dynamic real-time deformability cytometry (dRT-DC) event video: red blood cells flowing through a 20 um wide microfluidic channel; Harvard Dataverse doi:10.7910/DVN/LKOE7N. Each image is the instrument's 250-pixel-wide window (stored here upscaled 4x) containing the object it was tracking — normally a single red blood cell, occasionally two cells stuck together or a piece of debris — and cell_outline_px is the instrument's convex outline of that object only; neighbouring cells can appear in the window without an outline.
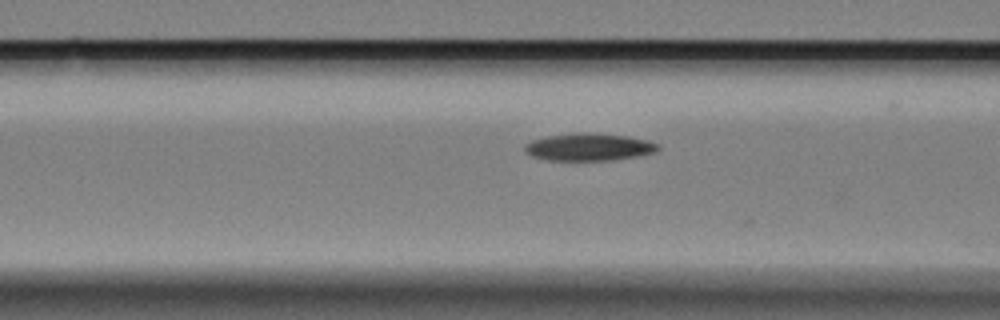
{"species": "Egyptian fruit bat (a non-hibernating species)", "species_latin": "Rousettus aegyptiacus", "temperature_condition": "cold", "stored_images_in_passage": 15, "camera_frame_rate_fps": 3000, "um_per_image_px": 0.085, "animal": {"sex": "female"}, "frame": {"image": 1, "passage_image": 14, "time_ms": 4.333, "image_size_px": [1000, 320], "cell_outline_px": [[660, 148], [656, 152], [636, 156], [612, 160], [548, 160], [532, 156], [524, 148], [524, 144], [532, 140], [548, 136], [576, 132], [588, 132], [628, 136], [648, 140], [660, 144]], "centroid_in_image_um": [50.09, 12.48], "position_along_channel_um": 116.5, "area_um2": 21.33}}